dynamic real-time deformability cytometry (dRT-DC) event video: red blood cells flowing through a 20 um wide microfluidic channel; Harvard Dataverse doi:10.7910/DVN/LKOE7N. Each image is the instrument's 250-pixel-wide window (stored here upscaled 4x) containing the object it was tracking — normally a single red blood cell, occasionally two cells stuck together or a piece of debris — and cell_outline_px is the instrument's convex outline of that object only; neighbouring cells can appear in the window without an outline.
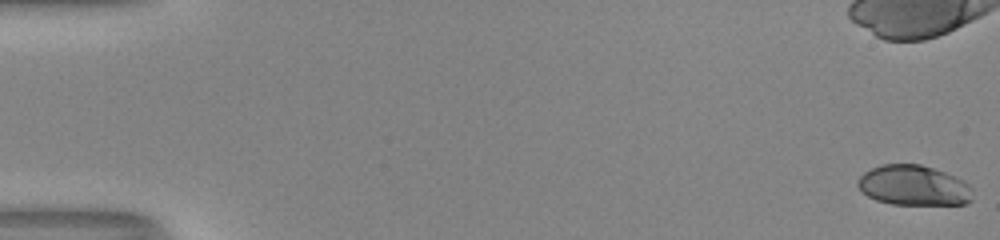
{"species": "human", "species_latin": "Homo sapiens", "temperature_condition": "room temperature", "stored_images_in_passage": 44, "camera_frame_rate_fps": 3000, "um_per_image_px": 0.085, "donor": {"sex": "male"}, "frame": {"image": 1, "passage_image": 1, "time_ms": 0.0, "image_size_px": [1000, 240], "cell_outline_px": [[972, 200], [968, 204], [892, 204], [876, 200], [868, 196], [856, 184], [856, 180], [864, 172], [880, 164], [920, 164], [944, 172], [964, 180], [972, 188]], "centroid_in_image_um": [77.67, 15.76], "position_along_channel_um": 7.3, "area_um2": 26.93}}